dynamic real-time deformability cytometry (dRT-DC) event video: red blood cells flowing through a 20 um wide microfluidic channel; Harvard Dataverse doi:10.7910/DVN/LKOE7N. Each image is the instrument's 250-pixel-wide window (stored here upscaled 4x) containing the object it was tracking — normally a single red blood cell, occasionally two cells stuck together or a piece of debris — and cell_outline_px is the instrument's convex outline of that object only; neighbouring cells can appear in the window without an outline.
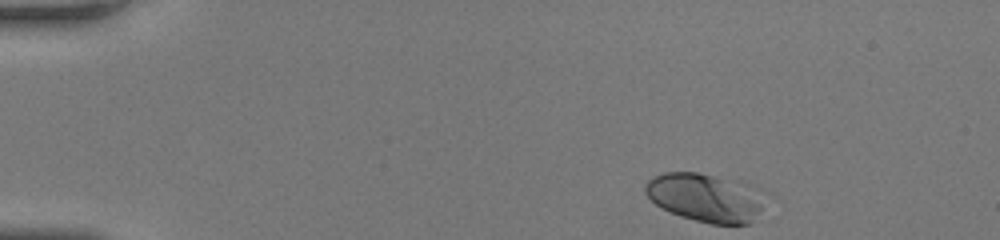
{"species": "human", "species_latin": "Homo sapiens", "temperature_condition": "room temperature", "stored_images_in_passage": 44, "camera_frame_rate_fps": 3000, "um_per_image_px": 0.085, "donor": {"sex": "female"}, "frame": {"image": 1, "passage_image": 1, "time_ms": 0.0, "image_size_px": [1000, 240], "cell_outline_px": [[776, 196], [748, 224], [712, 224], [680, 216], [656, 204], [644, 192], [644, 184], [652, 176], [664, 172], [696, 172], [712, 176], [768, 192]], "centroid_in_image_um": [60.06, 16.8], "position_along_channel_um": 24.9, "area_um2": 34.16}}
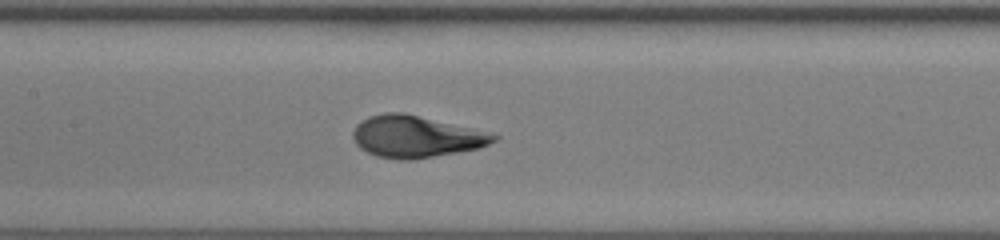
{"frame": {"image": 2, "passage_image": 19, "time_ms": 6.0, "image_size_px": [1000, 240], "cell_outline_px": [[500, 136], [496, 140], [480, 148], [412, 160], [396, 160], [376, 156], [360, 148], [356, 144], [352, 136], [352, 132], [356, 124], [360, 120], [368, 116], [384, 112], [404, 112], [472, 128]], "centroid_in_image_um": [35.3, 11.61], "position_along_channel_um": 172.1, "area_um2": 34.39}}
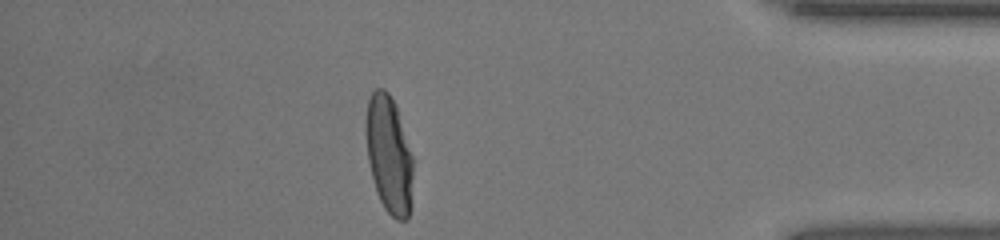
{"frame": {"image": 3, "passage_image": 38, "time_ms": 12.333, "image_size_px": [1000, 240], "cell_outline_px": [[412, 204], [408, 220], [396, 220], [384, 208], [376, 192], [368, 160], [364, 132], [364, 120], [368, 100], [372, 92], [376, 88], [384, 88], [388, 92], [396, 104], [412, 156]], "centroid_in_image_um": [33.04, 13.13], "position_along_channel_um": 402.2, "area_um2": 32.77}}